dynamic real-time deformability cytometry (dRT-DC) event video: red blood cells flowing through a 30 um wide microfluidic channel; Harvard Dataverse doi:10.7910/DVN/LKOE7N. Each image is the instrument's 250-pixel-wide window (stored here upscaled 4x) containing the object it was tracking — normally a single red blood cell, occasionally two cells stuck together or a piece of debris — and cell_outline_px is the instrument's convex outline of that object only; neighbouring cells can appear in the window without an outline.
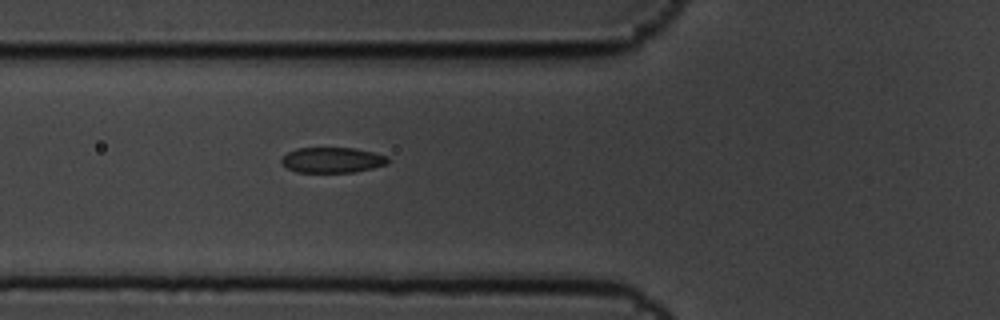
{"species": "common noctule bat (a hibernating species)", "species_latin": "Nyctalus noctula", "temperature_condition": "cold", "stored_images_in_passage": 3, "camera_frame_rate_fps": 3000, "um_per_image_px": 0.085, "animal": {"sex": "male", "body_mass_g": 19.5, "forearm_length_mm": 54.6}, "frame": {"image": 1, "passage_image": 3, "time_ms": 0.667, "image_size_px": [1000, 320], "cell_outline_px": [[388, 164], [372, 168], [352, 172], [296, 172], [288, 168], [280, 160], [288, 152], [296, 148], [356, 148], [388, 156]], "centroid_in_image_um": [28.26, 13.6], "position_along_channel_um": 97.5, "area_um2": 15.66}}